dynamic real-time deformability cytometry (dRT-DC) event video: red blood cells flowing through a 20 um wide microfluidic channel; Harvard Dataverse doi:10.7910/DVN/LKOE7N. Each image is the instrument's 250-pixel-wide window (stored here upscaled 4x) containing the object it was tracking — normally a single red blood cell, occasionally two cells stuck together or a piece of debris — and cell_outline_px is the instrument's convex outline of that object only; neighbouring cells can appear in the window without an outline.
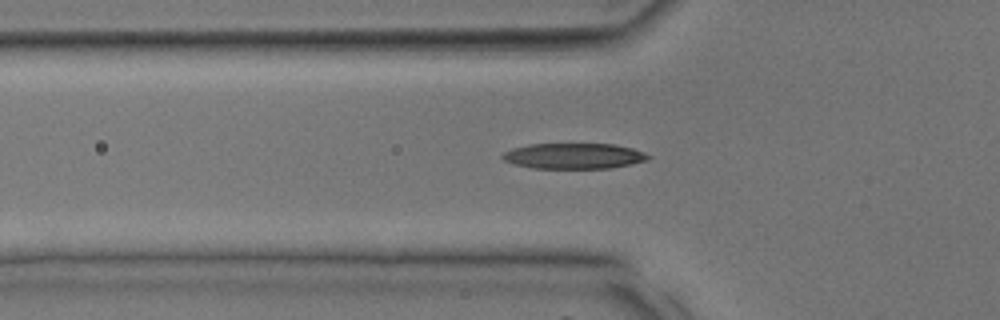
{"species": "common noctule bat (a hibernating species)", "species_latin": "Nyctalus noctula", "temperature_condition": "room temperature", "stored_images_in_passage": 13, "camera_frame_rate_fps": 3000, "um_per_image_px": 0.085, "animal": {"sex": "male", "body_mass_g": 17.9, "forearm_length_mm": 54.2}, "frame": {"image": 1, "passage_image": 12, "time_ms": 3.667, "image_size_px": [1000, 320], "cell_outline_px": [[652, 156], [648, 160], [608, 168], [532, 168], [516, 164], [504, 160], [500, 156], [504, 152], [512, 148], [528, 144], [616, 144], [632, 148], [644, 152]], "centroid_in_image_um": [48.77, 13.25], "position_along_channel_um": 77.0, "area_um2": 21.68}}